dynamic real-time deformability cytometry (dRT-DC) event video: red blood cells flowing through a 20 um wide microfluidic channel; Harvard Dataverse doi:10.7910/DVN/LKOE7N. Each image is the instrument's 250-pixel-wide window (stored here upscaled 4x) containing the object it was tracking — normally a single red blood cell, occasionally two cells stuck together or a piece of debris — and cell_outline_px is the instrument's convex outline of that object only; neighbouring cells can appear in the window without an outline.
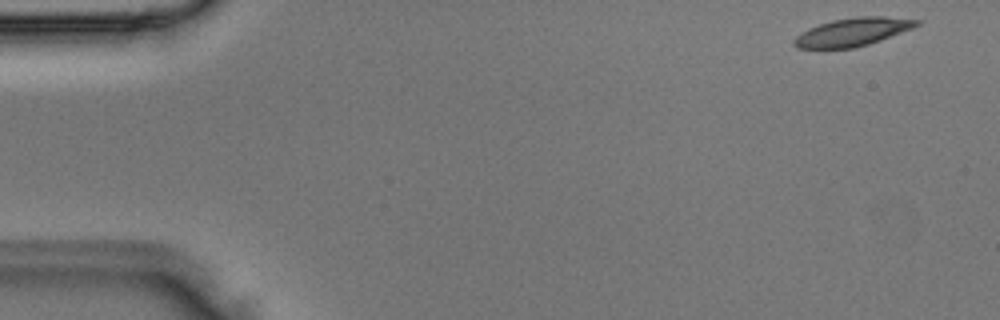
{"species": "Egyptian fruit bat (a non-hibernating species)", "species_latin": "Rousettus aegyptiacus", "temperature_condition": "room temperature", "stored_images_in_passage": 3, "camera_frame_rate_fps": 3000, "um_per_image_px": 0.085, "animal": {"sex": "male"}, "frame": {"image": 1, "passage_image": 1, "time_ms": 0.0, "image_size_px": [1000, 320], "cell_outline_px": [[924, 20], [920, 24], [912, 28], [880, 40], [868, 44], [852, 48], [796, 48], [792, 44], [792, 40], [796, 36], [808, 28], [832, 20], [856, 16], [884, 16]], "centroid_in_image_um": [72.47, 2.71], "position_along_channel_um": 12.5, "area_um2": 20.11}}